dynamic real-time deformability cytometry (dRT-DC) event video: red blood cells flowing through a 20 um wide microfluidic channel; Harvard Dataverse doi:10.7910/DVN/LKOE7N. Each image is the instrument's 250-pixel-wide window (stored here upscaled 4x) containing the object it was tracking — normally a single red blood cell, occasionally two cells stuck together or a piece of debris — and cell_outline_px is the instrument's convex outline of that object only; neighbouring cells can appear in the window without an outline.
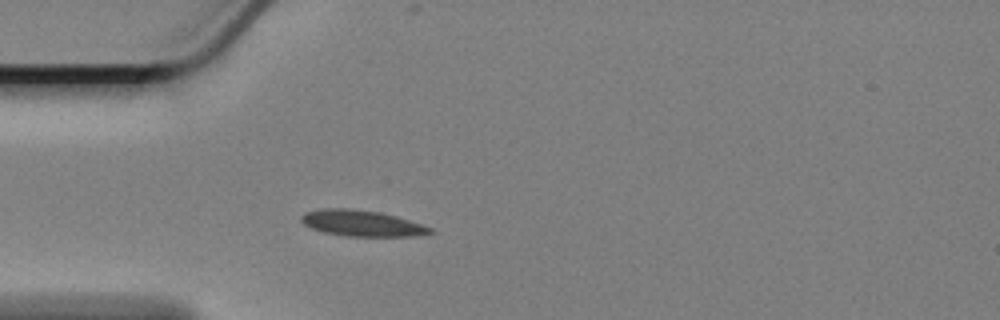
{"species": "Egyptian fruit bat (a non-hibernating species)", "species_latin": "Rousettus aegyptiacus", "temperature_condition": "cold", "stored_images_in_passage": 44, "camera_frame_rate_fps": 3000, "um_per_image_px": 0.085, "animal": {"sex": "female"}, "frame": {"image": 1, "passage_image": 1, "time_ms": 0.0, "image_size_px": [1000, 320], "cell_outline_px": [[436, 232], [416, 236], [344, 236], [324, 232], [312, 228], [304, 224], [300, 220], [300, 216], [304, 212], [324, 208], [352, 208], [380, 212], [396, 216], [432, 228]], "centroid_in_image_um": [30.74, 18.97], "position_along_channel_um": 54.3, "area_um2": 19.59}}
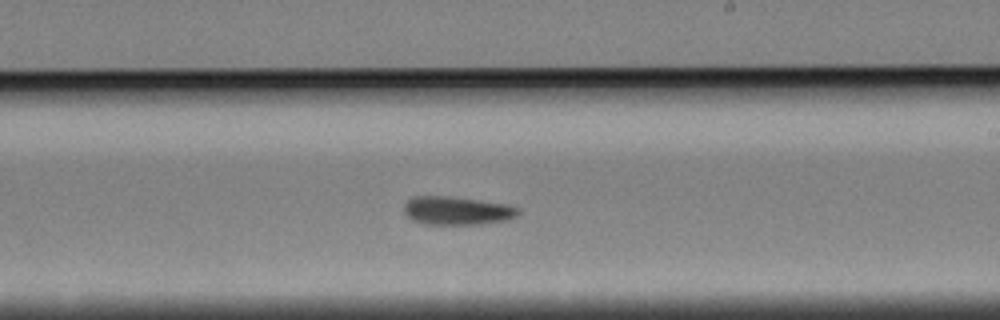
{"frame": {"image": 2, "passage_image": 19, "time_ms": 6.0, "image_size_px": [1000, 320], "cell_outline_px": [[520, 212], [516, 216], [508, 220], [476, 224], [424, 224], [412, 220], [404, 212], [404, 204], [412, 196], [448, 196], [504, 204], [520, 208]], "centroid_in_image_um": [38.82, 17.91], "position_along_channel_um": 250.2, "area_um2": 18.73}}
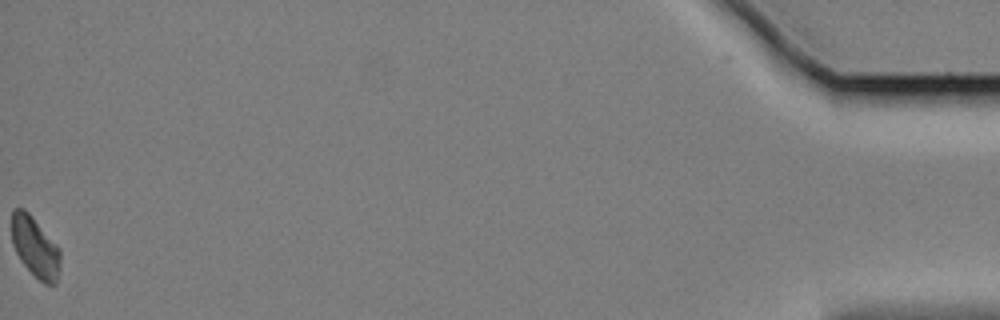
{"frame": {"image": 3, "passage_image": 44, "time_ms": 14.333, "image_size_px": [1000, 320], "cell_outline_px": [[60, 268], [56, 284], [44, 284], [20, 260], [12, 244], [12, 208], [24, 208], [28, 212], [60, 248]], "centroid_in_image_um": [2.99, 20.99], "position_along_channel_um": 432.2, "area_um2": 17.05}, "authors_computed_cell_mechanics": {"area_um2": 18.5538, "velocity_mm_per_s": 3.3574, "shape_relaxation_time_tau1_ms": 3.232, "shape_relaxation_time_tau2_ms": null, "deformation_change_tau1": 0.0784, "deformation_change_tau2": null}}